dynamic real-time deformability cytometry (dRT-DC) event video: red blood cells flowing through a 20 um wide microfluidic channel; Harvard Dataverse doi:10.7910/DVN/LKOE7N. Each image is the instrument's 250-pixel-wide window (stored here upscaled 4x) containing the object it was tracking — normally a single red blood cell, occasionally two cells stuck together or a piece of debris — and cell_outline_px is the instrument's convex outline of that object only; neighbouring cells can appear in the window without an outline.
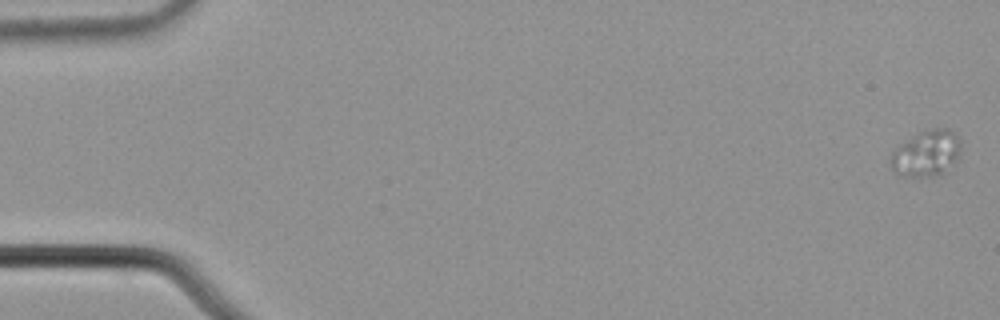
{"species": "common noctule bat (a hibernating species)", "species_latin": "Nyctalus noctula", "temperature_condition": "cold", "stored_images_in_passage": 7, "camera_frame_rate_fps": 3000, "um_per_image_px": 0.085, "animal": {"sex": "male", "body_mass_g": 21.5, "forearm_length_mm": 52.0}, "frame": {"image": 1, "passage_image": 1, "time_ms": 0.0, "image_size_px": [1000, 320], "cell_outline_px": [[960, 156], [956, 164], [948, 172], [936, 176], [916, 180], [900, 176], [892, 168], [888, 160], [892, 152], [900, 144], [920, 132], [932, 128], [948, 128], [956, 132], [960, 144]], "centroid_in_image_um": [78.77, 13.11], "position_along_channel_um": 6.2, "area_um2": 19.83}}